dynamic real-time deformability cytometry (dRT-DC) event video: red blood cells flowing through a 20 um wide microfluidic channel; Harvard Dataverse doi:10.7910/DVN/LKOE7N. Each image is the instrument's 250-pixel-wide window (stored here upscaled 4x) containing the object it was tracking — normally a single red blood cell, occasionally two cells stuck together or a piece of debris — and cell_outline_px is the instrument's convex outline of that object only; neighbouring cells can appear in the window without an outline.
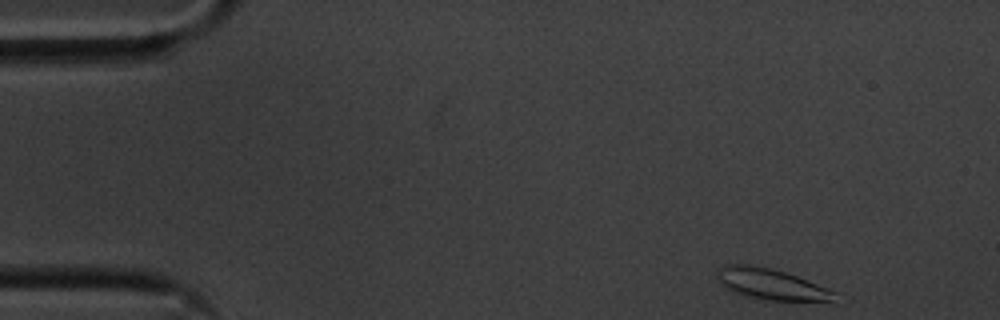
{"species": "common noctule bat (a hibernating species)", "species_latin": "Nyctalus noctula", "temperature_condition": "cold", "stored_images_in_passage": 52, "camera_frame_rate_fps": 3000, "um_per_image_px": 0.085, "animal": {"sex": "male", "body_mass_g": 20.1, "forearm_length_mm": 53.5}, "frame": {"image": 1, "passage_image": 1, "time_ms": 0.0, "image_size_px": [1000, 320], "cell_outline_px": [[840, 292], [836, 304], [772, 300], [744, 296], [724, 288], [716, 280], [716, 276], [720, 268], [724, 264], [752, 264], [772, 268], [796, 276]], "centroid_in_image_um": [65.69, 24.2], "position_along_channel_um": 19.3, "area_um2": 22.31}}
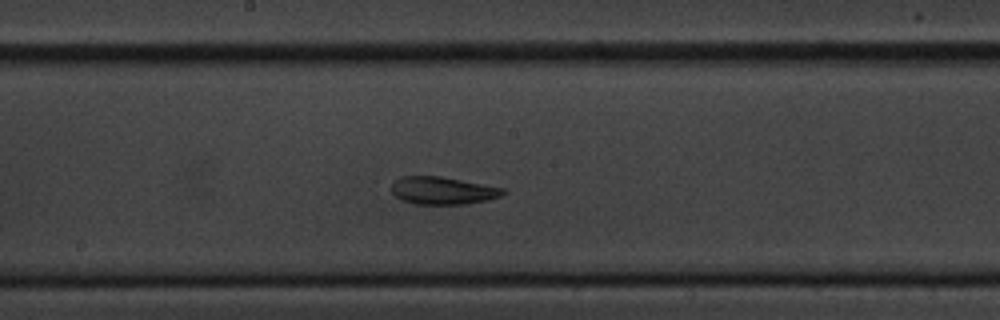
{"frame": {"image": 2, "passage_image": 25, "time_ms": 8.0, "image_size_px": [1000, 320], "cell_outline_px": [[504, 192], [500, 196], [488, 200], [468, 204], [416, 204], [400, 200], [392, 192], [392, 184], [400, 176], [440, 176], [504, 188]], "centroid_in_image_um": [37.61, 16.2], "position_along_channel_um": 210.6, "area_um2": 17.86}}
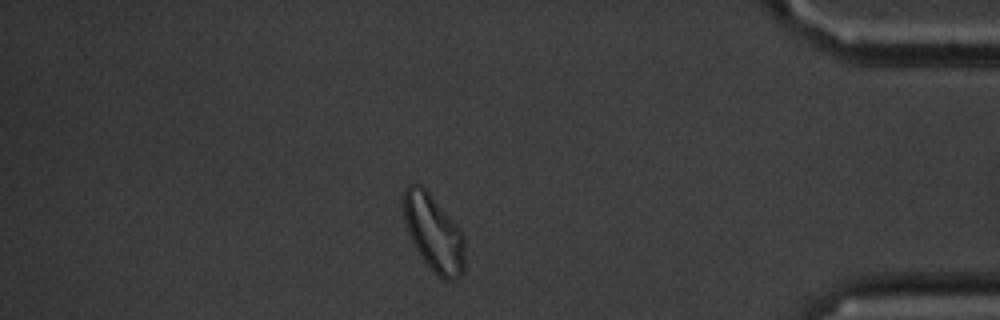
{"frame": {"image": 3, "passage_image": 44, "time_ms": 14.333, "image_size_px": [1000, 320], "cell_outline_px": [[464, 272], [456, 280], [444, 280], [424, 260], [416, 248], [408, 232], [404, 216], [404, 188], [408, 184], [420, 184], [428, 192], [448, 216], [464, 236]], "centroid_in_image_um": [36.87, 19.82], "position_along_channel_um": 398.3, "area_um2": 26.47}, "authors_computed_cell_mechanics": {"area_um2": 19.1318, "velocity_mm_per_s": 3.5178, "shape_relaxation_time_tau1_ms": 8.3762, "shape_relaxation_time_tau2_ms": 3.6069, "deformation_change_tau1": 0.1701, "deformation_change_tau2": 0.0823}}